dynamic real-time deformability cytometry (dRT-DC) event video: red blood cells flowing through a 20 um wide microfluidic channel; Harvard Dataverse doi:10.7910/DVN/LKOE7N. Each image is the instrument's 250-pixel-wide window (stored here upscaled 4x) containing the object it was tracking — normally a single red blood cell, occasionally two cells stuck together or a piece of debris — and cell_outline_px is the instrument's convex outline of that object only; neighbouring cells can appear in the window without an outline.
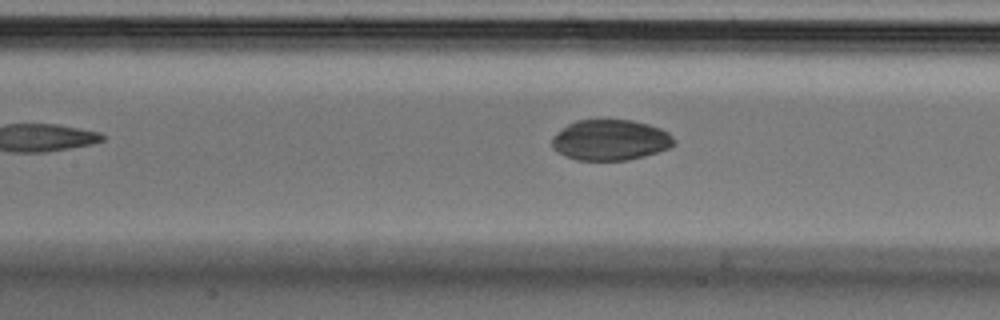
{"species": "Egyptian fruit bat (a non-hibernating species)", "species_latin": "Rousettus aegyptiacus", "temperature_condition": "cold", "stored_images_in_passage": 7, "camera_frame_rate_fps": 3000, "um_per_image_px": 0.085, "animal": {"sex": "male"}, "frame": {"image": 1, "passage_image": 6, "time_ms": 1.667, "image_size_px": [1000, 320], "cell_outline_px": [[676, 144], [668, 148], [644, 156], [628, 160], [576, 160], [564, 156], [552, 148], [552, 136], [568, 124], [576, 120], [632, 120], [648, 124], [660, 128], [668, 132], [676, 140]], "centroid_in_image_um": [51.87, 11.9], "position_along_channel_um": 155.5, "area_um2": 29.02}}
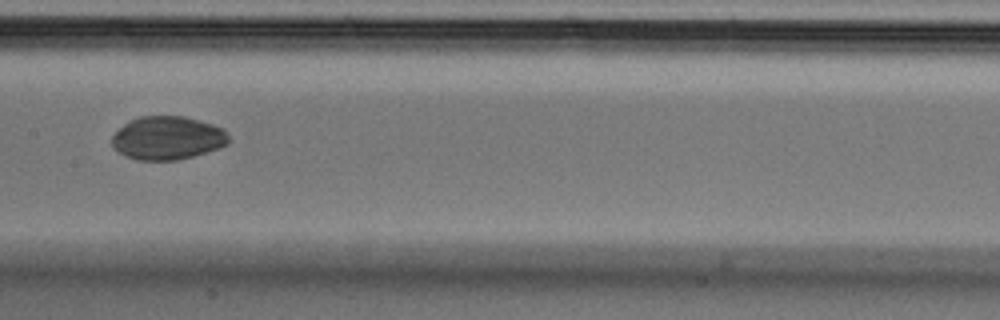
{"frame": {"image": 2, "passage_image": 7, "time_ms": 2.0, "image_size_px": [1000, 320], "cell_outline_px": [[228, 144], [192, 156], [176, 160], [136, 160], [124, 156], [112, 144], [112, 136], [128, 120], [140, 116], [184, 116], [212, 124], [224, 128], [228, 136]], "centroid_in_image_um": [14.22, 11.72], "position_along_channel_um": 193.2, "area_um2": 29.3}}